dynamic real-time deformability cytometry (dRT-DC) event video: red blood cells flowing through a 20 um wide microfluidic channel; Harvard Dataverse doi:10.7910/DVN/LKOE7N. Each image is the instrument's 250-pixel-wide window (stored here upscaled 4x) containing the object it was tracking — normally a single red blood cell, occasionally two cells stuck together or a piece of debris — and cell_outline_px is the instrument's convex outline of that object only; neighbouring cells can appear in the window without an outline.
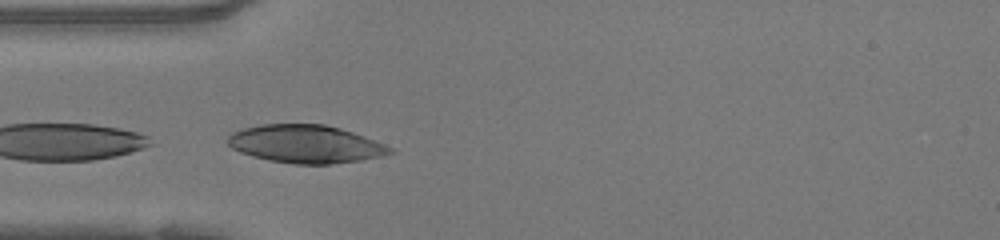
{"species": "human", "species_latin": "Homo sapiens", "temperature_condition": "warm", "stored_images_in_passage": 32, "segment_of_instrument_passage": [2, 2], "camera_frame_rate_fps": 3000, "um_per_image_px": 0.085, "donor": {"sex": "female"}, "frame": {"image": 1, "passage_image": 11, "time_ms": 3.333, "image_size_px": [1000, 240], "cell_outline_px": [[396, 152], [380, 156], [360, 160], [332, 164], [296, 164], [272, 160], [252, 156], [240, 152], [232, 148], [228, 144], [228, 136], [232, 132], [244, 128], [260, 124], [324, 124], [340, 128], [364, 136], [384, 144], [392, 148]], "centroid_in_image_um": [25.98, 12.23], "position_along_channel_um": 59.0, "area_um2": 35.72}}
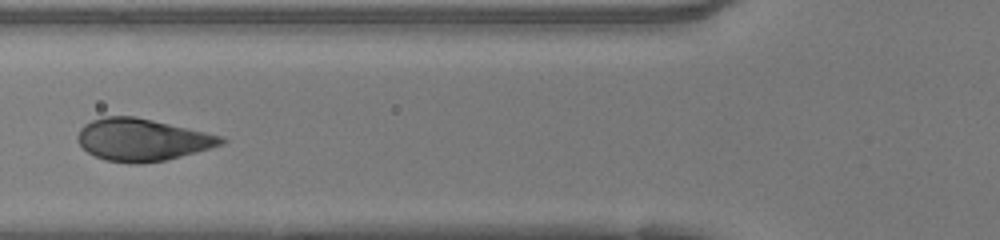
{"frame": {"image": 2, "passage_image": 15, "time_ms": 4.667, "image_size_px": [1000, 240], "cell_outline_px": [[228, 140], [224, 144], [212, 148], [164, 160], [136, 164], [132, 164], [104, 160], [88, 152], [76, 140], [76, 136], [80, 128], [84, 124], [92, 120], [104, 116], [136, 116], [224, 136]], "centroid_in_image_um": [12.09, 11.87], "position_along_channel_um": 113.7, "area_um2": 35.49}}